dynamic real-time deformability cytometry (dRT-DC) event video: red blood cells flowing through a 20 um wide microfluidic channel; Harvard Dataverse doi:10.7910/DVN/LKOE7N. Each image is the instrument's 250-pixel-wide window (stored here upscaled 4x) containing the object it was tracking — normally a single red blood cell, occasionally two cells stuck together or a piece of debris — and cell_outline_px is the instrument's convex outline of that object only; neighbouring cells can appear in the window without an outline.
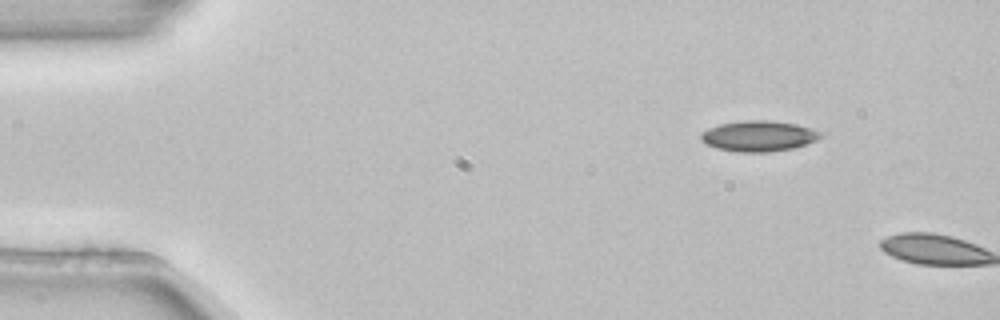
{"species": "common noctule bat (a hibernating species)", "species_latin": "Nyctalus noctula", "temperature_condition": "room temperature", "stored_images_in_passage": 2, "camera_frame_rate_fps": 3000, "um_per_image_px": 0.085, "animal": {"sex": "female", "body_mass_g": 22.7, "forearm_length_mm": 54.2}, "frame": {"image": 1, "passage_image": 1, "time_ms": 0.0, "image_size_px": [1000, 320], "cell_outline_px": [[824, 136], [816, 140], [792, 148], [768, 152], [736, 152], [716, 148], [704, 144], [700, 140], [700, 136], [708, 128], [720, 124], [744, 120], [768, 120], [796, 124], [820, 132]], "centroid_in_image_um": [64.44, 11.57], "position_along_channel_um": 20.6, "area_um2": 21.27}}